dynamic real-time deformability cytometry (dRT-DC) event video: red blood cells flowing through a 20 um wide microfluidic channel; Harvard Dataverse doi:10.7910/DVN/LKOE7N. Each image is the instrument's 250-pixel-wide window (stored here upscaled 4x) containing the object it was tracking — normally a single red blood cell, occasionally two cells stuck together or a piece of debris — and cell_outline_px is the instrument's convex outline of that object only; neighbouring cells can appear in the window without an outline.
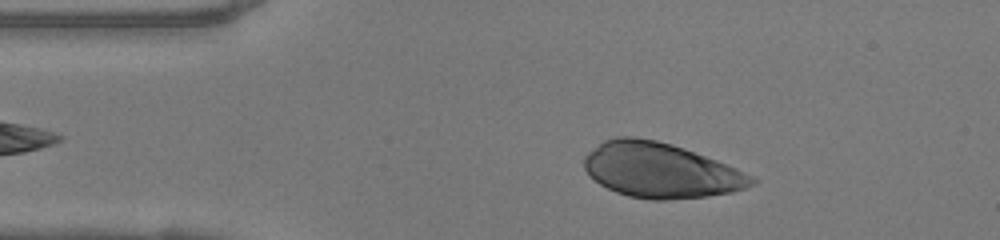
{"species": "human", "species_latin": "Homo sapiens", "temperature_condition": "warm", "stored_images_in_passage": 36, "camera_frame_rate_fps": 3000, "um_per_image_px": 0.085, "donor": {"sex": "female"}, "frame": {"image": 1, "passage_image": 7, "time_ms": 2.0, "image_size_px": [1000, 240], "cell_outline_px": [[760, 180], [756, 184], [732, 192], [708, 196], [664, 200], [652, 200], [628, 196], [616, 192], [600, 184], [584, 168], [584, 156], [588, 152], [604, 140], [616, 136], [632, 136], [656, 140], [672, 144], [684, 148], [716, 160], [756, 176]], "centroid_in_image_um": [56.18, 14.48], "position_along_channel_um": 28.8, "area_um2": 53.7}}
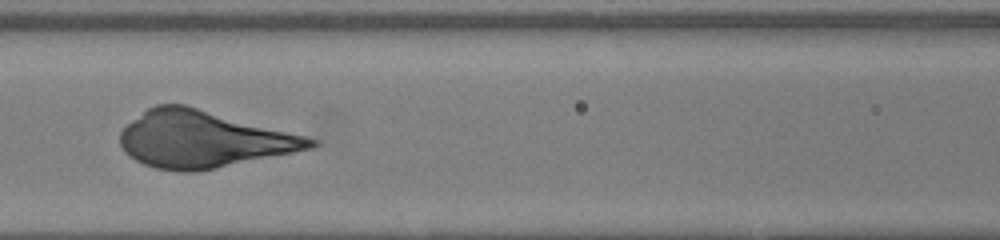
{"frame": {"image": 2, "passage_image": 19, "time_ms": 6.0, "image_size_px": [1000, 240], "cell_outline_px": [[320, 144], [312, 148], [216, 168], [196, 172], [180, 172], [156, 168], [144, 164], [136, 160], [124, 152], [120, 144], [120, 132], [132, 120], [148, 108], [156, 104], [184, 104], [320, 140]], "centroid_in_image_um": [17.24, 11.84], "position_along_channel_um": 149.4, "area_um2": 62.37}}
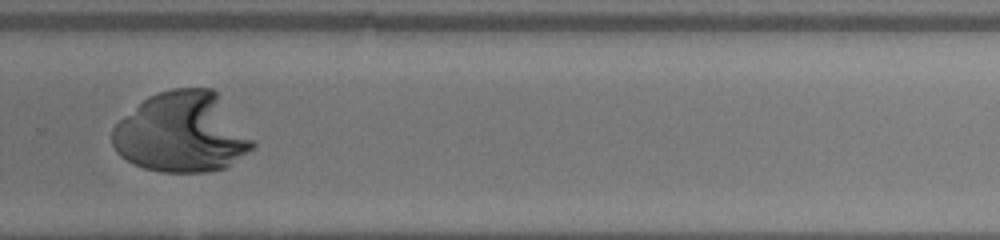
{"frame": {"image": 3, "passage_image": 31, "time_ms": 10.0, "image_size_px": [1000, 240], "cell_outline_px": [[256, 148], [224, 168], [208, 172], [160, 172], [144, 168], [120, 156], [116, 152], [112, 144], [112, 128], [124, 116], [148, 96], [156, 92], [172, 88], [212, 88], [216, 92], [256, 140]], "centroid_in_image_um": [15.49, 11.27], "position_along_channel_um": 314.3, "area_um2": 65.95}}